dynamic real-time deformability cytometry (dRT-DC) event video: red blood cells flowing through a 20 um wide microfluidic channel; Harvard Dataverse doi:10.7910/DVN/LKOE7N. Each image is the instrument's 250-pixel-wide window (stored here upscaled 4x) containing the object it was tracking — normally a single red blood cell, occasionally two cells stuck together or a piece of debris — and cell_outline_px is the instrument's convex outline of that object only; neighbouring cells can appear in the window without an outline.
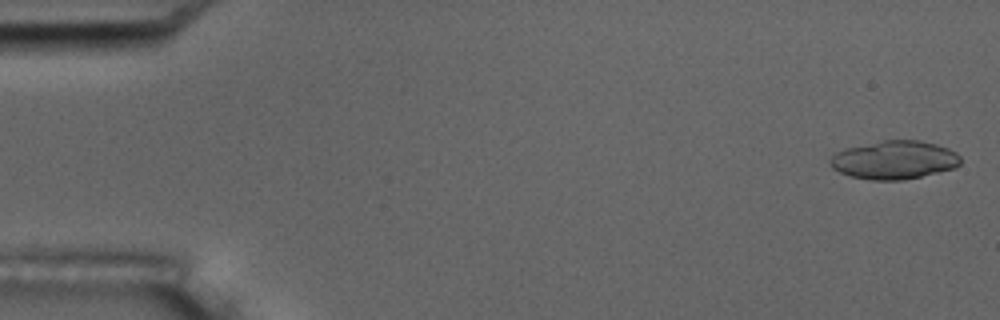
{"species": "common noctule bat (a hibernating species)", "species_latin": "Nyctalus noctula", "temperature_condition": "room temperature", "stored_images_in_passage": 5, "segment_of_instrument_passage": [1, 2], "camera_frame_rate_fps": 3000, "um_per_image_px": 0.085, "animal": {"sex": "male", "body_mass_g": 17.5, "forearm_length_mm": 52.3}, "frame": {"image": 1, "passage_image": 1, "time_ms": 0.0, "image_size_px": [1000, 320], "cell_outline_px": [[960, 164], [952, 168], [904, 180], [872, 180], [852, 176], [840, 172], [832, 168], [828, 160], [836, 152], [844, 148], [880, 140], [920, 140], [936, 144], [948, 148], [956, 152], [960, 156]], "centroid_in_image_um": [75.98, 13.58], "position_along_channel_um": 9.0, "area_um2": 29.13}}